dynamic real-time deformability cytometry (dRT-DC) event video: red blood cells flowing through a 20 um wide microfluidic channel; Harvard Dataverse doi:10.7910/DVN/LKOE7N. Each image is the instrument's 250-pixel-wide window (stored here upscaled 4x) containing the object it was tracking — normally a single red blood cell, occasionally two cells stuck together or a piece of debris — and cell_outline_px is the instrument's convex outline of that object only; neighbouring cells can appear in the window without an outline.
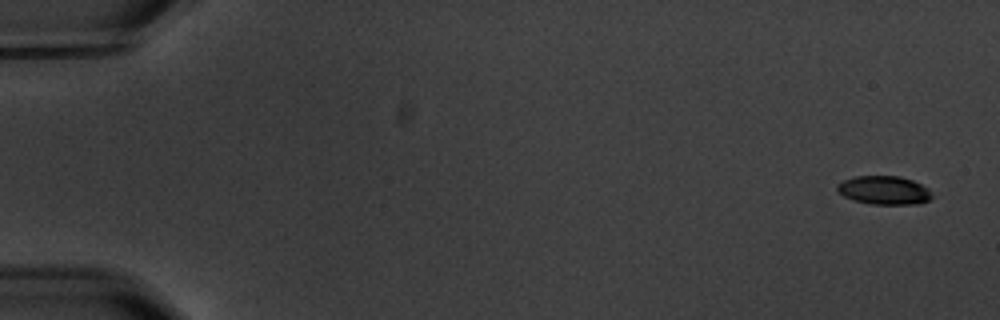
{"species": "common noctule bat (a hibernating species)", "species_latin": "Nyctalus noctula", "temperature_condition": "warm", "stored_images_in_passage": 6, "camera_frame_rate_fps": 3000, "um_per_image_px": 0.085, "animal": {"sex": "male", "body_mass_g": 20.1, "forearm_length_mm": 53.5}, "frame": {"image": 1, "passage_image": 1, "time_ms": 0.0, "image_size_px": [1000, 320], "cell_outline_px": [[932, 196], [928, 200], [920, 204], [872, 204], [852, 200], [844, 196], [836, 188], [836, 184], [844, 180], [856, 176], [900, 176], [912, 180], [928, 188]], "centroid_in_image_um": [75.14, 16.17], "position_along_channel_um": 9.9, "area_um2": 15.72}}